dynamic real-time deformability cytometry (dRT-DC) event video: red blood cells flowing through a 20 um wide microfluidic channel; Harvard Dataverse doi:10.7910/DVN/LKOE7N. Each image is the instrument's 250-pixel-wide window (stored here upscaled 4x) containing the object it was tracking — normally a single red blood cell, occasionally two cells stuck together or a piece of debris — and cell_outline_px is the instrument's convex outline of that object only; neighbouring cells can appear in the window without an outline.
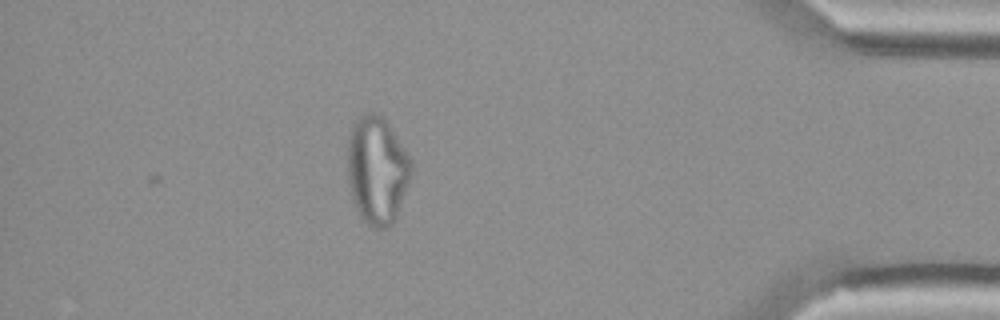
{"species": "Egyptian fruit bat (a non-hibernating species)", "species_latin": "Rousettus aegyptiacus", "temperature_condition": "cold", "stored_images_in_passage": 49, "camera_frame_rate_fps": 3000, "um_per_image_px": 0.085, "animal": {"sex": "female"}, "frame": {"image": 1, "passage_image": 49, "time_ms": 16.0, "image_size_px": [1000, 320], "cell_outline_px": [[412, 172], [396, 220], [392, 224], [384, 228], [372, 228], [360, 216], [352, 204], [348, 184], [348, 136], [356, 120], [364, 112], [376, 112], [388, 124], [412, 160]], "centroid_in_image_um": [32.04, 14.5], "position_along_channel_um": 403.2, "area_um2": 40.23}}